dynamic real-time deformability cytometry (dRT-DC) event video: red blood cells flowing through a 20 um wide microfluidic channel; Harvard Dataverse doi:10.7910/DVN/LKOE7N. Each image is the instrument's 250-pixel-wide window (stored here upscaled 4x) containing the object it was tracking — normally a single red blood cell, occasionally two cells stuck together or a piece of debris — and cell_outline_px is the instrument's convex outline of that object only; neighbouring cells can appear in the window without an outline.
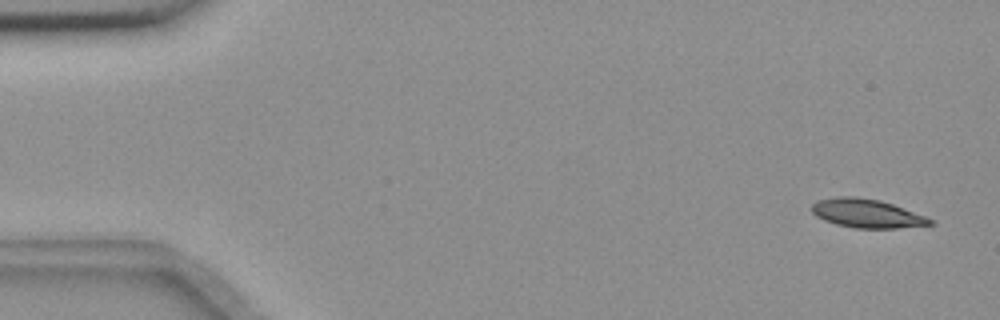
{"species": "common noctule bat (a hibernating species)", "species_latin": "Nyctalus noctula", "temperature_condition": "room temperature", "stored_images_in_passage": 56, "camera_frame_rate_fps": 3000, "um_per_image_px": 0.085, "animal": {"sex": "female", "body_mass_g": 18.4}, "frame": {"image": 1, "passage_image": 3, "time_ms": 0.667, "image_size_px": [1000, 320], "cell_outline_px": [[936, 224], [896, 228], [856, 228], [836, 224], [824, 220], [816, 216], [812, 212], [812, 204], [816, 200], [836, 196], [852, 196], [880, 200], [892, 204], [936, 220]], "centroid_in_image_um": [73.68, 18.14], "position_along_channel_um": 11.3, "area_um2": 19.83}}
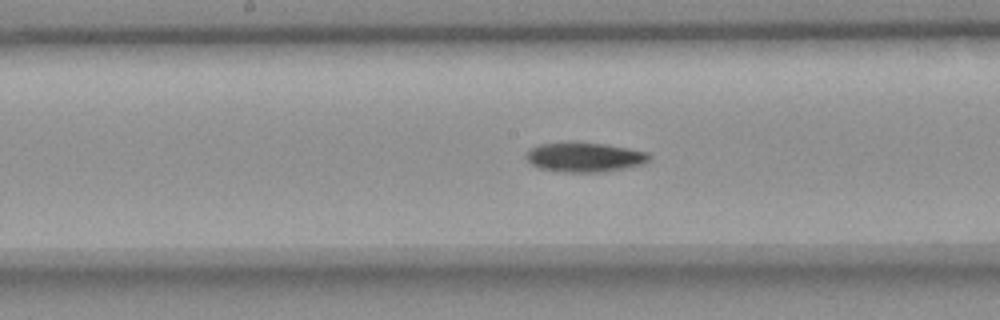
{"frame": {"image": 2, "passage_image": 29, "time_ms": 9.333, "image_size_px": [1000, 320], "cell_outline_px": [[652, 156], [648, 160], [640, 164], [624, 168], [600, 172], [564, 172], [540, 168], [532, 164], [524, 156], [532, 148], [540, 144], [604, 144], [628, 148], [648, 152]], "centroid_in_image_um": [49.71, 13.38], "position_along_channel_um": 198.5, "area_um2": 20.4}}
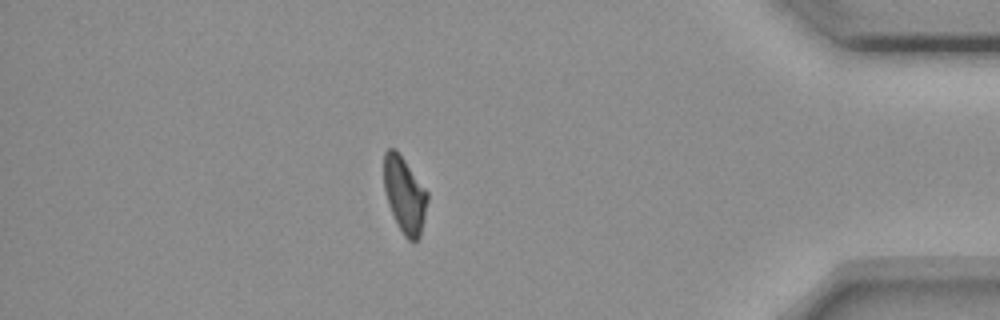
{"frame": {"image": 3, "passage_image": 49, "time_ms": 16.0, "image_size_px": [1000, 320], "cell_outline_px": [[428, 200], [420, 236], [416, 240], [408, 240], [404, 236], [388, 204], [384, 188], [384, 152], [388, 148], [396, 148], [428, 192]], "centroid_in_image_um": [34.39, 16.52], "position_along_channel_um": 400.8, "area_um2": 19.13}}